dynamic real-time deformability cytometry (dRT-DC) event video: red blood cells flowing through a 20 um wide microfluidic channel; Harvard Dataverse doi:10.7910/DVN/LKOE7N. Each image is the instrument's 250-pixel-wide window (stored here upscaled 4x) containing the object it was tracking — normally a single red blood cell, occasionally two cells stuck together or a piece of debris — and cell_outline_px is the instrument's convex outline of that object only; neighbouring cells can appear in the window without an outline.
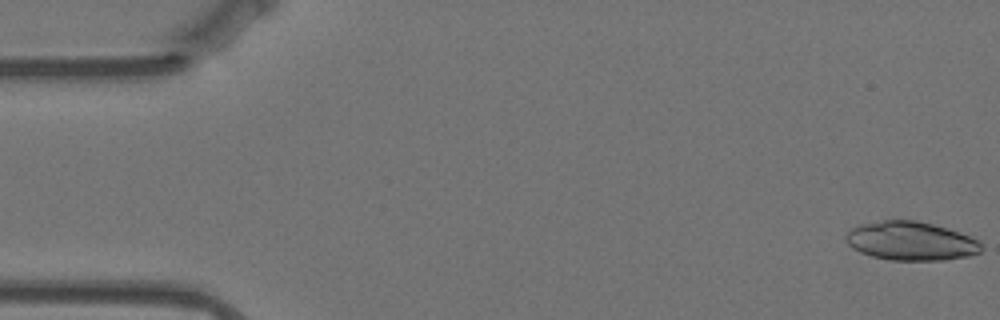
{"species": "Egyptian fruit bat (a non-hibernating species)", "species_latin": "Rousettus aegyptiacus", "temperature_condition": "warm", "stored_images_in_passage": 15, "camera_frame_rate_fps": 3000, "um_per_image_px": 0.085, "animal": {"sex": "female"}, "frame": {"image": 1, "passage_image": 1, "time_ms": 0.0, "image_size_px": [1000, 320], "cell_outline_px": [[980, 252], [968, 256], [948, 260], [888, 260], [872, 256], [860, 252], [852, 248], [844, 240], [844, 236], [852, 228], [860, 224], [884, 220], [916, 220], [932, 224], [960, 232], [980, 240]], "centroid_in_image_um": [77.41, 20.49], "position_along_channel_um": 7.6, "area_um2": 30.69}}